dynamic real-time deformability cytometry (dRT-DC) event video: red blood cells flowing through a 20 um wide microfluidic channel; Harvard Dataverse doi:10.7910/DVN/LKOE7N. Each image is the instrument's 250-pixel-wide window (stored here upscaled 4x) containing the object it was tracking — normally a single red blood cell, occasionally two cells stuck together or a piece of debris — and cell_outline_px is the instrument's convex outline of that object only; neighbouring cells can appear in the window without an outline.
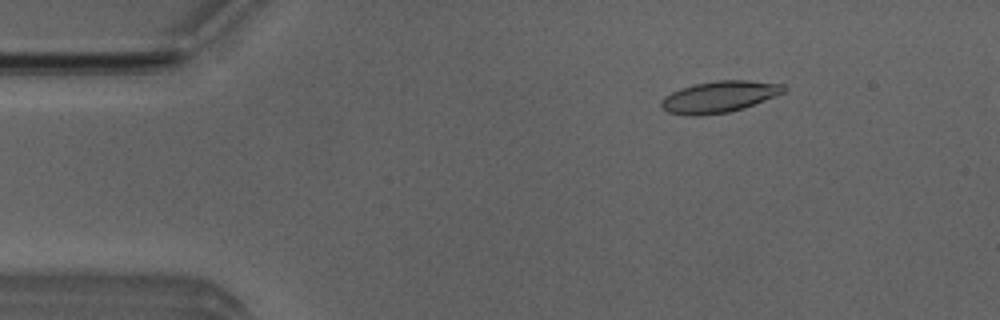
{"species": "Egyptian fruit bat (a non-hibernating species)", "species_latin": "Rousettus aegyptiacus", "temperature_condition": "room temperature", "stored_images_in_passage": 51, "camera_frame_rate_fps": 3000, "um_per_image_px": 0.085, "animal": {"sex": "male"}, "frame": {"image": 1, "passage_image": 7, "time_ms": 2.0, "image_size_px": [1000, 320], "cell_outline_px": [[788, 88], [784, 92], [764, 100], [728, 112], [696, 116], [692, 116], [668, 112], [660, 108], [660, 100], [664, 96], [680, 88], [696, 84], [716, 80], [748, 80], [784, 84]], "centroid_in_image_um": [61.09, 8.22], "position_along_channel_um": 23.9, "area_um2": 22.31}}
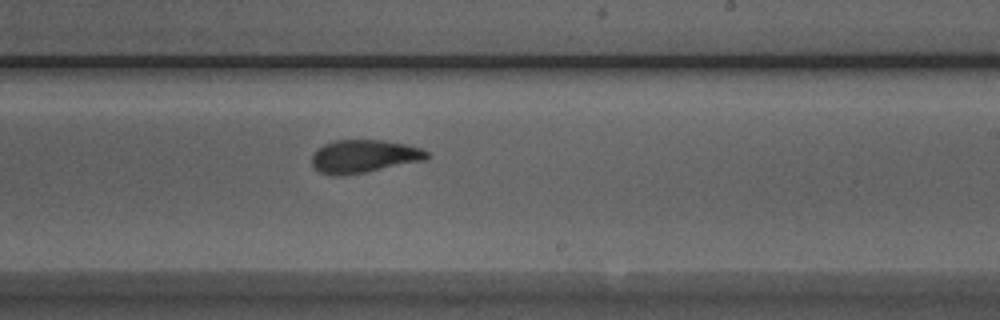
{"frame": {"image": 2, "passage_image": 30, "time_ms": 9.667, "image_size_px": [1000, 320], "cell_outline_px": [[428, 156], [424, 160], [364, 172], [340, 176], [332, 176], [320, 172], [312, 168], [312, 156], [324, 144], [336, 140], [384, 140], [404, 144], [420, 148], [428, 152]], "centroid_in_image_um": [30.89, 13.29], "position_along_channel_um": 258.1, "area_um2": 21.85}}
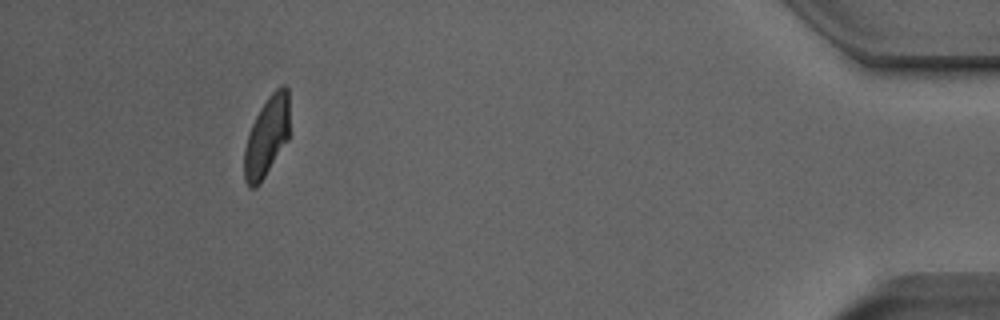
{"frame": {"image": 3, "passage_image": 47, "time_ms": 15.333, "image_size_px": [1000, 320], "cell_outline_px": [[288, 140], [260, 184], [256, 188], [252, 188], [244, 180], [244, 148], [252, 124], [260, 108], [268, 96], [280, 84], [284, 84], [288, 88]], "centroid_in_image_um": [22.67, 11.61], "position_along_channel_um": 412.5, "area_um2": 21.04}, "authors_computed_cell_mechanics": {"area_um2": 22.3686, "velocity_mm_per_s": 3.9356, "shape_relaxation_time_tau1_ms": 4.6203, "shape_relaxation_time_tau2_ms": 1.5539, "deformation_change_tau1": 0.1692, "deformation_change_tau2": 0.0666}}